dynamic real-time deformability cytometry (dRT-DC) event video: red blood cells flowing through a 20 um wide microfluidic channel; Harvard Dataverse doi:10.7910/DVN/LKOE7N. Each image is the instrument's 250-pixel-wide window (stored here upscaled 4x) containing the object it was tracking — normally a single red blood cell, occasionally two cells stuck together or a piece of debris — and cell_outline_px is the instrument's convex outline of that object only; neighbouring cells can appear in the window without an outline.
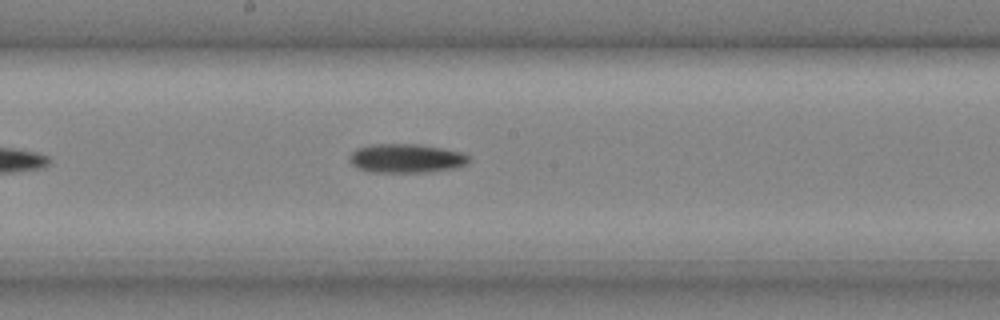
{"species": "common noctule bat (a hibernating species)", "species_latin": "Nyctalus noctula", "temperature_condition": "cold", "stored_images_in_passage": 29, "segment_of_instrument_passage": [1, 2], "camera_frame_rate_fps": 3000, "um_per_image_px": 0.085, "animal": {"sex": "male", "body_mass_g": 20.4}, "frame": {"image": 1, "passage_image": 12, "time_ms": 3.667, "image_size_px": [1000, 320], "cell_outline_px": [[472, 160], [468, 164], [456, 168], [428, 172], [368, 172], [356, 168], [348, 160], [348, 156], [356, 148], [372, 144], [420, 144], [464, 152]], "centroid_in_image_um": [34.54, 13.46], "position_along_channel_um": 213.7, "area_um2": 20.58}}
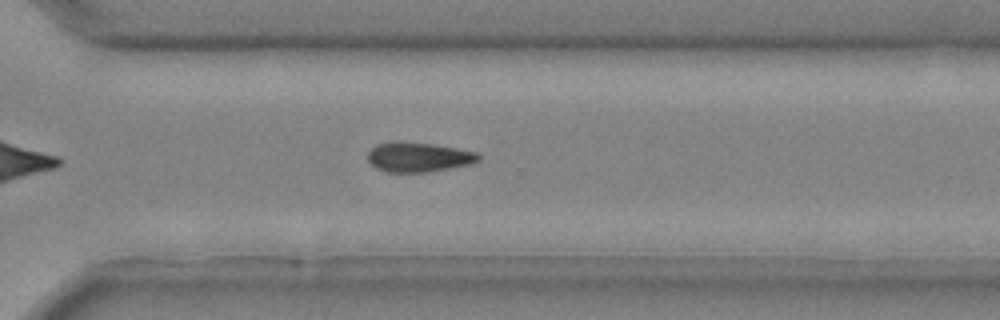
{"frame": {"image": 2, "passage_image": 19, "time_ms": 6.0, "image_size_px": [1000, 320], "cell_outline_px": [[480, 160], [472, 164], [428, 172], [388, 172], [376, 168], [368, 160], [368, 152], [376, 144], [392, 140], [432, 144], [456, 148], [476, 152], [480, 156]], "centroid_in_image_um": [35.56, 13.34], "position_along_channel_um": 335.0, "area_um2": 19.25}}
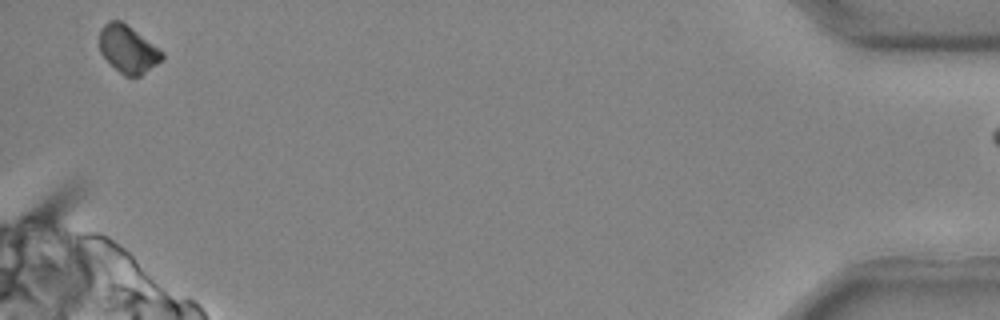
{"frame": {"image": 3, "passage_image": 28, "time_ms": 9.0, "image_size_px": [1000, 320], "cell_outline_px": [[164, 56], [156, 64], [140, 76], [124, 76], [100, 52], [100, 28], [108, 20], [120, 20], [132, 28], [160, 48], [164, 52]], "centroid_in_image_um": [10.88, 4.16], "position_along_channel_um": 424.3, "area_um2": 17.11}}